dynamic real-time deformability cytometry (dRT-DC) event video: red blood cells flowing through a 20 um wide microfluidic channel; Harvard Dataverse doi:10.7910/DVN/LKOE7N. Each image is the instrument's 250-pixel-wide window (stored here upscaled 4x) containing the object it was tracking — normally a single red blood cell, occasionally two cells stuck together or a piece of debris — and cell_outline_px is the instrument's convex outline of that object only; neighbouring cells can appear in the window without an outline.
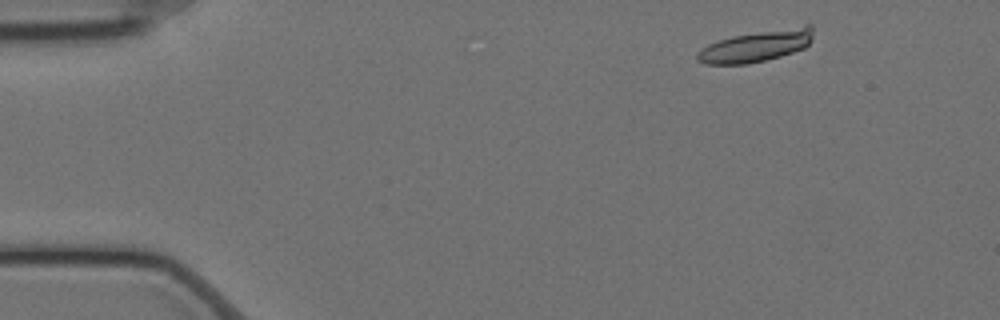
{"species": "Egyptian fruit bat (a non-hibernating species)", "species_latin": "Rousettus aegyptiacus", "temperature_condition": "cold", "stored_images_in_passage": 54, "camera_frame_rate_fps": 3000, "um_per_image_px": 0.085, "animal": {"sex": "female"}, "frame": {"image": 1, "passage_image": 3, "time_ms": 0.667, "image_size_px": [1000, 320], "cell_outline_px": [[812, 40], [804, 48], [780, 56], [748, 64], [704, 64], [696, 60], [696, 52], [700, 48], [708, 44], [732, 36], [804, 24], [812, 24]], "centroid_in_image_um": [64.27, 3.9], "position_along_channel_um": 20.7, "area_um2": 21.33}}
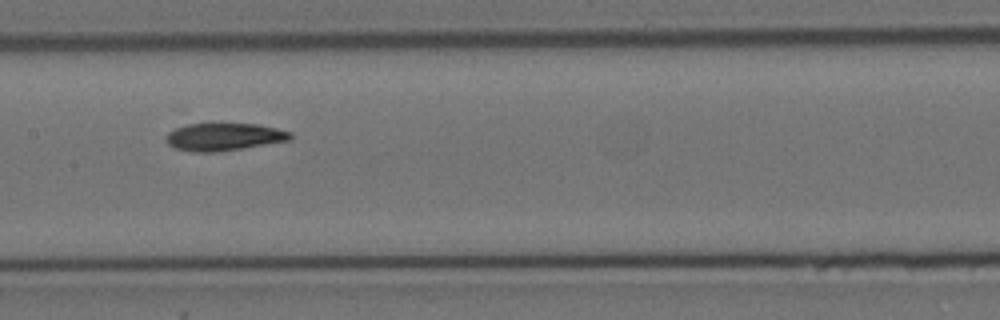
{"frame": {"image": 2, "passage_image": 25, "time_ms": 8.0, "image_size_px": [1000, 320], "cell_outline_px": [[292, 140], [216, 152], [192, 152], [176, 148], [168, 144], [168, 132], [176, 128], [188, 124], [256, 124], [276, 128], [292, 132]], "centroid_in_image_um": [19.08, 11.63], "position_along_channel_um": 188.3, "area_um2": 19.71}}
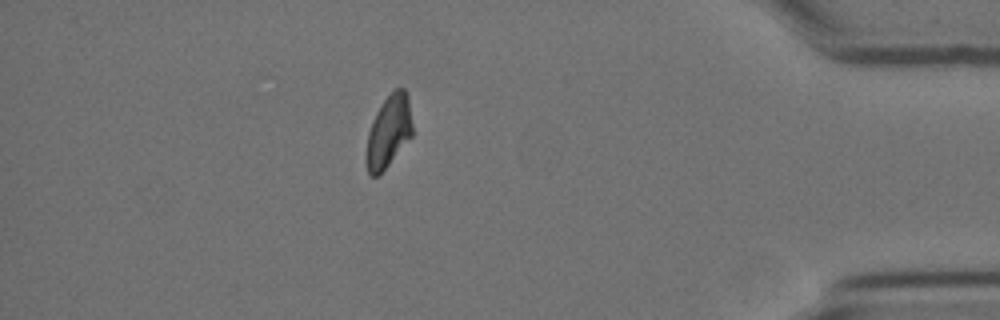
{"frame": {"image": 3, "passage_image": 47, "time_ms": 15.333, "image_size_px": [1000, 320], "cell_outline_px": [[412, 136], [388, 164], [376, 176], [372, 176], [368, 172], [364, 160], [364, 156], [368, 132], [372, 120], [380, 104], [392, 88], [404, 88], [408, 92], [412, 124]], "centroid_in_image_um": [33.01, 11.11], "position_along_channel_um": 402.2, "area_um2": 19.71}, "authors_computed_cell_mechanics": {"area_um2": 20.4034, "velocity_mm_per_s": 3.4813, "shape_relaxation_time_tau1_ms": 7.0701, "shape_relaxation_time_tau2_ms": 5.4283, "deformation_change_tau1": 0.1833, "deformation_change_tau2": 0.101}}